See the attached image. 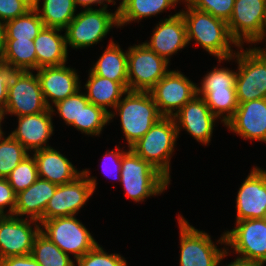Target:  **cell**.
I'll return each mask as SVG.
<instances>
[{"label": "cell", "mask_w": 266, "mask_h": 266, "mask_svg": "<svg viewBox=\"0 0 266 266\" xmlns=\"http://www.w3.org/2000/svg\"><path fill=\"white\" fill-rule=\"evenodd\" d=\"M227 24L231 37L239 46H244V42L256 46L266 25V0H235Z\"/></svg>", "instance_id": "obj_12"}, {"label": "cell", "mask_w": 266, "mask_h": 266, "mask_svg": "<svg viewBox=\"0 0 266 266\" xmlns=\"http://www.w3.org/2000/svg\"><path fill=\"white\" fill-rule=\"evenodd\" d=\"M0 266H40V264L31 256H11L0 260Z\"/></svg>", "instance_id": "obj_44"}, {"label": "cell", "mask_w": 266, "mask_h": 266, "mask_svg": "<svg viewBox=\"0 0 266 266\" xmlns=\"http://www.w3.org/2000/svg\"><path fill=\"white\" fill-rule=\"evenodd\" d=\"M178 137L183 129L197 142L209 145L218 118L211 112L202 97L197 94L173 116Z\"/></svg>", "instance_id": "obj_17"}, {"label": "cell", "mask_w": 266, "mask_h": 266, "mask_svg": "<svg viewBox=\"0 0 266 266\" xmlns=\"http://www.w3.org/2000/svg\"><path fill=\"white\" fill-rule=\"evenodd\" d=\"M229 252H232V251H229V249H227L224 254L222 255L219 263H218V266H220L222 263V260L228 255H230L231 253ZM224 266H264L263 264L257 262V261H252V260H248V259H243V258H240V257H237L235 258L234 261L230 262L229 264L226 263V265Z\"/></svg>", "instance_id": "obj_45"}, {"label": "cell", "mask_w": 266, "mask_h": 266, "mask_svg": "<svg viewBox=\"0 0 266 266\" xmlns=\"http://www.w3.org/2000/svg\"><path fill=\"white\" fill-rule=\"evenodd\" d=\"M75 5L83 7L84 9H92V5L106 6L100 0H74Z\"/></svg>", "instance_id": "obj_46"}, {"label": "cell", "mask_w": 266, "mask_h": 266, "mask_svg": "<svg viewBox=\"0 0 266 266\" xmlns=\"http://www.w3.org/2000/svg\"><path fill=\"white\" fill-rule=\"evenodd\" d=\"M197 95L204 99L211 112L223 125L234 115L239 105L236 88L197 90Z\"/></svg>", "instance_id": "obj_30"}, {"label": "cell", "mask_w": 266, "mask_h": 266, "mask_svg": "<svg viewBox=\"0 0 266 266\" xmlns=\"http://www.w3.org/2000/svg\"><path fill=\"white\" fill-rule=\"evenodd\" d=\"M52 116L49 108L38 114L17 117L18 126L9 134L19 141L29 153L51 147L47 142L54 132Z\"/></svg>", "instance_id": "obj_21"}, {"label": "cell", "mask_w": 266, "mask_h": 266, "mask_svg": "<svg viewBox=\"0 0 266 266\" xmlns=\"http://www.w3.org/2000/svg\"><path fill=\"white\" fill-rule=\"evenodd\" d=\"M100 1L106 6H108L110 3H112L113 5L116 4L115 0H100Z\"/></svg>", "instance_id": "obj_49"}, {"label": "cell", "mask_w": 266, "mask_h": 266, "mask_svg": "<svg viewBox=\"0 0 266 266\" xmlns=\"http://www.w3.org/2000/svg\"><path fill=\"white\" fill-rule=\"evenodd\" d=\"M237 62L236 94L238 103L266 98V50L261 47L243 49L238 47L236 53L223 61Z\"/></svg>", "instance_id": "obj_5"}, {"label": "cell", "mask_w": 266, "mask_h": 266, "mask_svg": "<svg viewBox=\"0 0 266 266\" xmlns=\"http://www.w3.org/2000/svg\"><path fill=\"white\" fill-rule=\"evenodd\" d=\"M127 150L122 156L120 173L126 197L138 203L150 196L161 195L171 182L130 148Z\"/></svg>", "instance_id": "obj_3"}, {"label": "cell", "mask_w": 266, "mask_h": 266, "mask_svg": "<svg viewBox=\"0 0 266 266\" xmlns=\"http://www.w3.org/2000/svg\"><path fill=\"white\" fill-rule=\"evenodd\" d=\"M196 83L181 71L170 70L149 91L164 117H173L196 94Z\"/></svg>", "instance_id": "obj_14"}, {"label": "cell", "mask_w": 266, "mask_h": 266, "mask_svg": "<svg viewBox=\"0 0 266 266\" xmlns=\"http://www.w3.org/2000/svg\"><path fill=\"white\" fill-rule=\"evenodd\" d=\"M237 71L229 68L214 67L201 80L197 90H220L226 88H236Z\"/></svg>", "instance_id": "obj_38"}, {"label": "cell", "mask_w": 266, "mask_h": 266, "mask_svg": "<svg viewBox=\"0 0 266 266\" xmlns=\"http://www.w3.org/2000/svg\"><path fill=\"white\" fill-rule=\"evenodd\" d=\"M4 48V27L3 24L0 23V59L3 53Z\"/></svg>", "instance_id": "obj_47"}, {"label": "cell", "mask_w": 266, "mask_h": 266, "mask_svg": "<svg viewBox=\"0 0 266 266\" xmlns=\"http://www.w3.org/2000/svg\"><path fill=\"white\" fill-rule=\"evenodd\" d=\"M183 0H122L116 8L121 28L131 22H139L143 18L156 16L168 9H174Z\"/></svg>", "instance_id": "obj_27"}, {"label": "cell", "mask_w": 266, "mask_h": 266, "mask_svg": "<svg viewBox=\"0 0 266 266\" xmlns=\"http://www.w3.org/2000/svg\"><path fill=\"white\" fill-rule=\"evenodd\" d=\"M58 185L38 178L30 187L16 196L14 216L44 222V211Z\"/></svg>", "instance_id": "obj_23"}, {"label": "cell", "mask_w": 266, "mask_h": 266, "mask_svg": "<svg viewBox=\"0 0 266 266\" xmlns=\"http://www.w3.org/2000/svg\"><path fill=\"white\" fill-rule=\"evenodd\" d=\"M180 259L179 266H218V263L227 250L225 233L221 234L218 244L225 245L218 248L211 240V236L190 225L181 214L178 215Z\"/></svg>", "instance_id": "obj_7"}, {"label": "cell", "mask_w": 266, "mask_h": 266, "mask_svg": "<svg viewBox=\"0 0 266 266\" xmlns=\"http://www.w3.org/2000/svg\"><path fill=\"white\" fill-rule=\"evenodd\" d=\"M178 138L174 118L163 116L130 149L171 181V157Z\"/></svg>", "instance_id": "obj_4"}, {"label": "cell", "mask_w": 266, "mask_h": 266, "mask_svg": "<svg viewBox=\"0 0 266 266\" xmlns=\"http://www.w3.org/2000/svg\"><path fill=\"white\" fill-rule=\"evenodd\" d=\"M88 73V79L83 86L87 90V99L110 114L111 110L108 108L113 110L127 90L119 82L95 75L91 70Z\"/></svg>", "instance_id": "obj_26"}, {"label": "cell", "mask_w": 266, "mask_h": 266, "mask_svg": "<svg viewBox=\"0 0 266 266\" xmlns=\"http://www.w3.org/2000/svg\"><path fill=\"white\" fill-rule=\"evenodd\" d=\"M235 227L224 231L227 249L231 247L237 257L266 263V218L236 221Z\"/></svg>", "instance_id": "obj_13"}, {"label": "cell", "mask_w": 266, "mask_h": 266, "mask_svg": "<svg viewBox=\"0 0 266 266\" xmlns=\"http://www.w3.org/2000/svg\"><path fill=\"white\" fill-rule=\"evenodd\" d=\"M31 256L40 266H76L70 255L64 253L41 232L35 237Z\"/></svg>", "instance_id": "obj_32"}, {"label": "cell", "mask_w": 266, "mask_h": 266, "mask_svg": "<svg viewBox=\"0 0 266 266\" xmlns=\"http://www.w3.org/2000/svg\"><path fill=\"white\" fill-rule=\"evenodd\" d=\"M36 160L38 177L56 185L67 184L83 174L60 151L47 147L31 153Z\"/></svg>", "instance_id": "obj_22"}, {"label": "cell", "mask_w": 266, "mask_h": 266, "mask_svg": "<svg viewBox=\"0 0 266 266\" xmlns=\"http://www.w3.org/2000/svg\"><path fill=\"white\" fill-rule=\"evenodd\" d=\"M169 62L145 43L127 49L128 90L149 92L170 70Z\"/></svg>", "instance_id": "obj_9"}, {"label": "cell", "mask_w": 266, "mask_h": 266, "mask_svg": "<svg viewBox=\"0 0 266 266\" xmlns=\"http://www.w3.org/2000/svg\"><path fill=\"white\" fill-rule=\"evenodd\" d=\"M59 28L43 27L35 37L34 45L37 57V69L66 64L68 49L66 37ZM60 32V33H59Z\"/></svg>", "instance_id": "obj_24"}, {"label": "cell", "mask_w": 266, "mask_h": 266, "mask_svg": "<svg viewBox=\"0 0 266 266\" xmlns=\"http://www.w3.org/2000/svg\"><path fill=\"white\" fill-rule=\"evenodd\" d=\"M110 122V114L103 108L89 102L82 107L80 131L82 134L99 136L104 127Z\"/></svg>", "instance_id": "obj_36"}, {"label": "cell", "mask_w": 266, "mask_h": 266, "mask_svg": "<svg viewBox=\"0 0 266 266\" xmlns=\"http://www.w3.org/2000/svg\"><path fill=\"white\" fill-rule=\"evenodd\" d=\"M4 215L0 212V219L3 217Z\"/></svg>", "instance_id": "obj_51"}, {"label": "cell", "mask_w": 266, "mask_h": 266, "mask_svg": "<svg viewBox=\"0 0 266 266\" xmlns=\"http://www.w3.org/2000/svg\"><path fill=\"white\" fill-rule=\"evenodd\" d=\"M39 233V221L4 215L0 219V260L31 254L35 237Z\"/></svg>", "instance_id": "obj_15"}, {"label": "cell", "mask_w": 266, "mask_h": 266, "mask_svg": "<svg viewBox=\"0 0 266 266\" xmlns=\"http://www.w3.org/2000/svg\"><path fill=\"white\" fill-rule=\"evenodd\" d=\"M15 70L0 61V114L4 113L7 104V92Z\"/></svg>", "instance_id": "obj_43"}, {"label": "cell", "mask_w": 266, "mask_h": 266, "mask_svg": "<svg viewBox=\"0 0 266 266\" xmlns=\"http://www.w3.org/2000/svg\"><path fill=\"white\" fill-rule=\"evenodd\" d=\"M244 140H266V98L242 102L224 125Z\"/></svg>", "instance_id": "obj_19"}, {"label": "cell", "mask_w": 266, "mask_h": 266, "mask_svg": "<svg viewBox=\"0 0 266 266\" xmlns=\"http://www.w3.org/2000/svg\"><path fill=\"white\" fill-rule=\"evenodd\" d=\"M190 6L228 22L235 0H185Z\"/></svg>", "instance_id": "obj_39"}, {"label": "cell", "mask_w": 266, "mask_h": 266, "mask_svg": "<svg viewBox=\"0 0 266 266\" xmlns=\"http://www.w3.org/2000/svg\"><path fill=\"white\" fill-rule=\"evenodd\" d=\"M152 33L150 40L143 43L169 63L172 55L188 46L186 23L180 12L160 20Z\"/></svg>", "instance_id": "obj_18"}, {"label": "cell", "mask_w": 266, "mask_h": 266, "mask_svg": "<svg viewBox=\"0 0 266 266\" xmlns=\"http://www.w3.org/2000/svg\"><path fill=\"white\" fill-rule=\"evenodd\" d=\"M15 71H36L37 57L33 40L4 39L0 59Z\"/></svg>", "instance_id": "obj_29"}, {"label": "cell", "mask_w": 266, "mask_h": 266, "mask_svg": "<svg viewBox=\"0 0 266 266\" xmlns=\"http://www.w3.org/2000/svg\"><path fill=\"white\" fill-rule=\"evenodd\" d=\"M123 148L125 147H122L121 150V148L116 145L115 149L105 152L102 161L106 163L103 162L102 169L105 176L107 175L108 178L112 177L111 179L120 181L122 156L127 152V150L125 151Z\"/></svg>", "instance_id": "obj_41"}, {"label": "cell", "mask_w": 266, "mask_h": 266, "mask_svg": "<svg viewBox=\"0 0 266 266\" xmlns=\"http://www.w3.org/2000/svg\"><path fill=\"white\" fill-rule=\"evenodd\" d=\"M90 70L95 75L119 82L128 91L127 51L124 52L113 38Z\"/></svg>", "instance_id": "obj_25"}, {"label": "cell", "mask_w": 266, "mask_h": 266, "mask_svg": "<svg viewBox=\"0 0 266 266\" xmlns=\"http://www.w3.org/2000/svg\"><path fill=\"white\" fill-rule=\"evenodd\" d=\"M236 221L266 218V169L252 167L236 197Z\"/></svg>", "instance_id": "obj_16"}, {"label": "cell", "mask_w": 266, "mask_h": 266, "mask_svg": "<svg viewBox=\"0 0 266 266\" xmlns=\"http://www.w3.org/2000/svg\"><path fill=\"white\" fill-rule=\"evenodd\" d=\"M265 37H266V25H265V29H264V32H263V37L257 43L259 44L260 42H263L264 39H265V42H266V38ZM265 50H266V48H265Z\"/></svg>", "instance_id": "obj_50"}, {"label": "cell", "mask_w": 266, "mask_h": 266, "mask_svg": "<svg viewBox=\"0 0 266 266\" xmlns=\"http://www.w3.org/2000/svg\"><path fill=\"white\" fill-rule=\"evenodd\" d=\"M43 1V2H42ZM34 0L33 8L37 11L44 27L64 30L76 15L74 0ZM42 6H40L41 4Z\"/></svg>", "instance_id": "obj_28"}, {"label": "cell", "mask_w": 266, "mask_h": 266, "mask_svg": "<svg viewBox=\"0 0 266 266\" xmlns=\"http://www.w3.org/2000/svg\"><path fill=\"white\" fill-rule=\"evenodd\" d=\"M89 102L90 101L87 99L85 92H81L80 88L71 96L52 105L50 110L53 115L58 113L59 117L64 120L66 125L74 126L76 130L80 131L82 107H85ZM53 106L56 109H54Z\"/></svg>", "instance_id": "obj_33"}, {"label": "cell", "mask_w": 266, "mask_h": 266, "mask_svg": "<svg viewBox=\"0 0 266 266\" xmlns=\"http://www.w3.org/2000/svg\"><path fill=\"white\" fill-rule=\"evenodd\" d=\"M75 261L77 266H128V262L123 256L118 253L108 254L98 243Z\"/></svg>", "instance_id": "obj_37"}, {"label": "cell", "mask_w": 266, "mask_h": 266, "mask_svg": "<svg viewBox=\"0 0 266 266\" xmlns=\"http://www.w3.org/2000/svg\"><path fill=\"white\" fill-rule=\"evenodd\" d=\"M3 27L4 39L34 40L44 25L32 7L24 15L5 22Z\"/></svg>", "instance_id": "obj_31"}, {"label": "cell", "mask_w": 266, "mask_h": 266, "mask_svg": "<svg viewBox=\"0 0 266 266\" xmlns=\"http://www.w3.org/2000/svg\"><path fill=\"white\" fill-rule=\"evenodd\" d=\"M182 3H185V10L179 12L186 23L188 44L195 41V44L217 59L232 57L236 51L231 47L240 46L231 37L227 22L190 6L185 0Z\"/></svg>", "instance_id": "obj_1"}, {"label": "cell", "mask_w": 266, "mask_h": 266, "mask_svg": "<svg viewBox=\"0 0 266 266\" xmlns=\"http://www.w3.org/2000/svg\"><path fill=\"white\" fill-rule=\"evenodd\" d=\"M108 6L79 11L64 29L66 44L72 49H85L103 41L110 30L119 27L118 11L110 12Z\"/></svg>", "instance_id": "obj_6"}, {"label": "cell", "mask_w": 266, "mask_h": 266, "mask_svg": "<svg viewBox=\"0 0 266 266\" xmlns=\"http://www.w3.org/2000/svg\"><path fill=\"white\" fill-rule=\"evenodd\" d=\"M40 232L74 260L90 251L98 242L76 215L40 222Z\"/></svg>", "instance_id": "obj_8"}, {"label": "cell", "mask_w": 266, "mask_h": 266, "mask_svg": "<svg viewBox=\"0 0 266 266\" xmlns=\"http://www.w3.org/2000/svg\"><path fill=\"white\" fill-rule=\"evenodd\" d=\"M33 71H15L11 77L7 92V104L2 114L34 115L47 111V106L37 74Z\"/></svg>", "instance_id": "obj_10"}, {"label": "cell", "mask_w": 266, "mask_h": 266, "mask_svg": "<svg viewBox=\"0 0 266 266\" xmlns=\"http://www.w3.org/2000/svg\"><path fill=\"white\" fill-rule=\"evenodd\" d=\"M4 119H5V117L2 115V114H0V138L4 135V133L5 132H3V130H2V122L4 121Z\"/></svg>", "instance_id": "obj_48"}, {"label": "cell", "mask_w": 266, "mask_h": 266, "mask_svg": "<svg viewBox=\"0 0 266 266\" xmlns=\"http://www.w3.org/2000/svg\"><path fill=\"white\" fill-rule=\"evenodd\" d=\"M30 154L10 134L7 137L4 134L0 138V178H7L11 171Z\"/></svg>", "instance_id": "obj_34"}, {"label": "cell", "mask_w": 266, "mask_h": 266, "mask_svg": "<svg viewBox=\"0 0 266 266\" xmlns=\"http://www.w3.org/2000/svg\"><path fill=\"white\" fill-rule=\"evenodd\" d=\"M16 196L17 194L14 192L7 179L0 178V212L3 215L14 214ZM6 207H9L8 210H5Z\"/></svg>", "instance_id": "obj_42"}, {"label": "cell", "mask_w": 266, "mask_h": 266, "mask_svg": "<svg viewBox=\"0 0 266 266\" xmlns=\"http://www.w3.org/2000/svg\"><path fill=\"white\" fill-rule=\"evenodd\" d=\"M97 184V179L90 177L89 169H83V174L73 182L58 185L44 211V221L78 214L95 192Z\"/></svg>", "instance_id": "obj_11"}, {"label": "cell", "mask_w": 266, "mask_h": 266, "mask_svg": "<svg viewBox=\"0 0 266 266\" xmlns=\"http://www.w3.org/2000/svg\"><path fill=\"white\" fill-rule=\"evenodd\" d=\"M36 74L49 108L52 107V104L71 96L82 87L77 70L67 67L66 64L42 67L36 70Z\"/></svg>", "instance_id": "obj_20"}, {"label": "cell", "mask_w": 266, "mask_h": 266, "mask_svg": "<svg viewBox=\"0 0 266 266\" xmlns=\"http://www.w3.org/2000/svg\"><path fill=\"white\" fill-rule=\"evenodd\" d=\"M113 110L110 113V121L119 115L128 148L141 139L163 117L150 92L128 90Z\"/></svg>", "instance_id": "obj_2"}, {"label": "cell", "mask_w": 266, "mask_h": 266, "mask_svg": "<svg viewBox=\"0 0 266 266\" xmlns=\"http://www.w3.org/2000/svg\"><path fill=\"white\" fill-rule=\"evenodd\" d=\"M33 7L31 0H0V23L24 15Z\"/></svg>", "instance_id": "obj_40"}, {"label": "cell", "mask_w": 266, "mask_h": 266, "mask_svg": "<svg viewBox=\"0 0 266 266\" xmlns=\"http://www.w3.org/2000/svg\"><path fill=\"white\" fill-rule=\"evenodd\" d=\"M36 160L33 155L27 156L7 176V181L16 194L30 187L38 179Z\"/></svg>", "instance_id": "obj_35"}]
</instances>
